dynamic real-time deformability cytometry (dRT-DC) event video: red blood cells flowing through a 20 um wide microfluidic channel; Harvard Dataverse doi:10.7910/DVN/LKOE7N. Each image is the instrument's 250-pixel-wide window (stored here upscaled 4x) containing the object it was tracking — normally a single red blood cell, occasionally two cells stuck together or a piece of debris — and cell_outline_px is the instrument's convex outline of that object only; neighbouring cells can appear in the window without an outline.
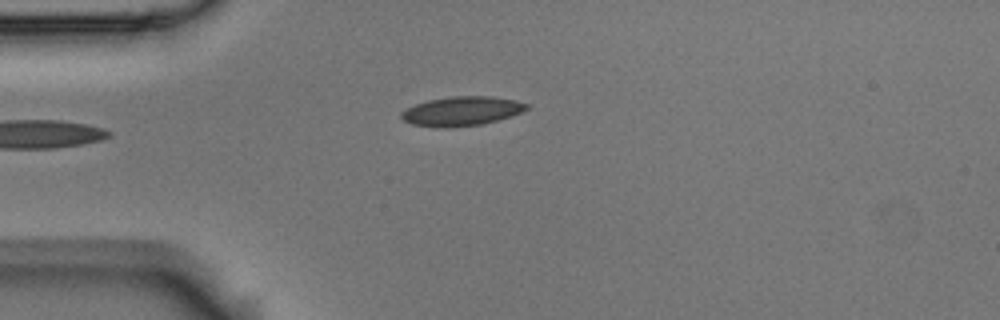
{"species": "Egyptian fruit bat (a non-hibernating species)", "species_latin": "Rousettus aegyptiacus", "temperature_condition": "room temperature", "stored_images_in_passage": 3, "camera_frame_rate_fps": 3000, "um_per_image_px": 0.085, "animal": {"sex": "male"}, "frame": {"image": 1, "passage_image": 3, "time_ms": 0.667, "image_size_px": [1000, 320], "cell_outline_px": [[528, 108], [512, 116], [480, 124], [448, 128], [440, 128], [412, 124], [404, 120], [400, 116], [400, 112], [416, 104], [428, 100], [452, 96], [492, 96], [516, 100], [528, 104]], "centroid_in_image_um": [39.23, 9.44], "position_along_channel_um": 45.8, "area_um2": 21.27}}